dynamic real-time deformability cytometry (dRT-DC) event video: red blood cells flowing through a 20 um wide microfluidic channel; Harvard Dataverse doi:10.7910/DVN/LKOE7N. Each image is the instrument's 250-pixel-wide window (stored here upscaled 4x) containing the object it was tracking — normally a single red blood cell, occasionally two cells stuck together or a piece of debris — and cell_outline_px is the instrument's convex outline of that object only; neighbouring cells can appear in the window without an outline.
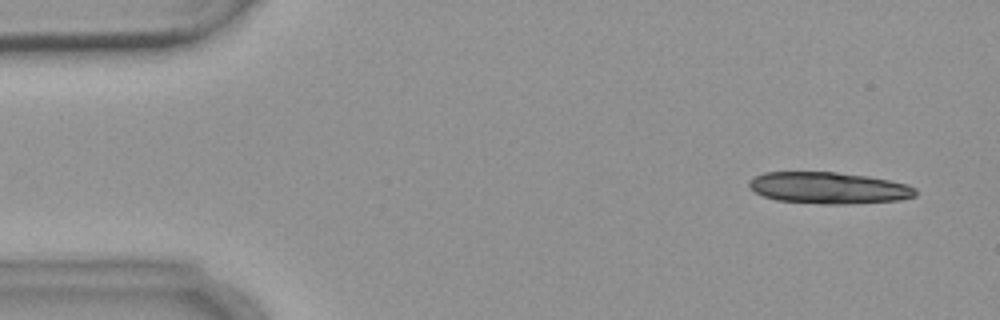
{"species": "common noctule bat (a hibernating species)", "species_latin": "Nyctalus noctula", "temperature_condition": "warm", "stored_images_in_passage": 11, "camera_frame_rate_fps": 3000, "um_per_image_px": 0.085, "animal": {"sex": "female", "body_mass_g": 18.4}, "frame": {"image": 1, "passage_image": 1, "time_ms": 0.0, "image_size_px": [1000, 320], "cell_outline_px": [[916, 196], [900, 200], [844, 204], [820, 204], [776, 200], [764, 196], [756, 192], [748, 184], [748, 180], [764, 172], [836, 172], [868, 176], [908, 184], [916, 188]], "centroid_in_image_um": [70.45, 15.97], "position_along_channel_um": 14.5, "area_um2": 30.63}}
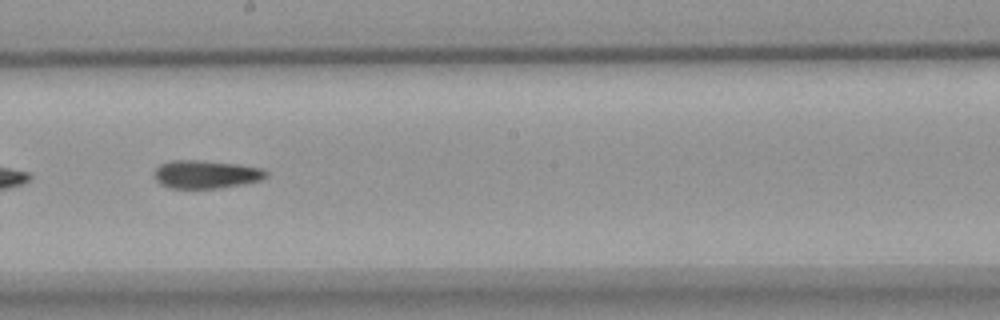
{"frame": {"image": 2, "passage_image": 8, "time_ms": 9.0, "image_size_px": [1000, 320], "cell_outline_px": [[268, 176], [260, 180], [220, 188], [172, 188], [160, 184], [156, 180], [156, 168], [160, 164], [172, 160], [200, 160], [240, 164], [264, 168], [268, 172]], "centroid_in_image_um": [17.55, 14.8], "position_along_channel_um": 230.7, "area_um2": 18.32}}
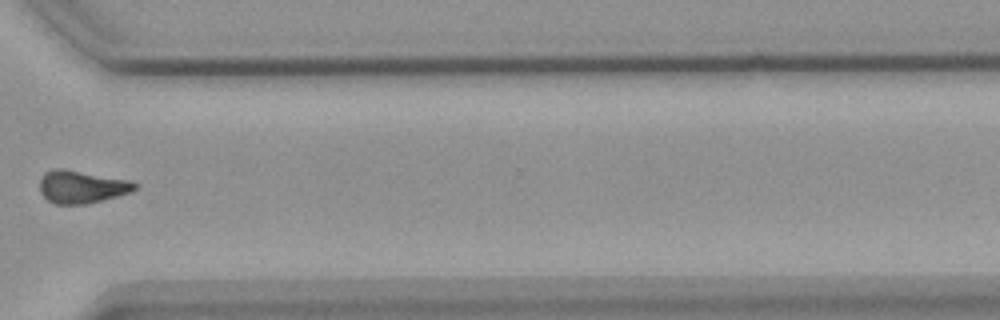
{"frame": {"image": 3, "passage_image": 11, "time_ms": 12.667, "image_size_px": [1000, 320], "cell_outline_px": [[136, 188], [132, 192], [88, 204], [56, 204], [48, 200], [40, 192], [40, 180], [44, 172], [52, 168], [64, 168], [132, 180], [136, 184]], "centroid_in_image_um": [6.95, 15.86], "position_along_channel_um": 363.7, "area_um2": 18.38}, "authors_computed_cell_mechanics": {"area_um2": 18.3804, "velocity_mm_per_s": 3.6179, "shape_relaxation_time_tau1_ms": 6.292, "shape_relaxation_time_tau2_ms": null, "deformation_change_tau1": 0.1312, "deformation_change_tau2": null}}